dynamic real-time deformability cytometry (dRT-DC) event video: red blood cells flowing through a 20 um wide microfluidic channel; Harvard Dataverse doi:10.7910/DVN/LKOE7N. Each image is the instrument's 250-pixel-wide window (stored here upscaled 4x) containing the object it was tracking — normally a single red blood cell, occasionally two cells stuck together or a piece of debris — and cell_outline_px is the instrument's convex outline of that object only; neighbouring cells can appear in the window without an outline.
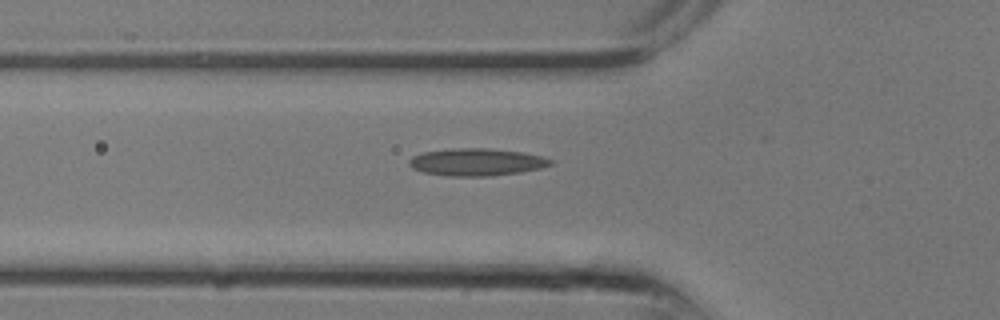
{"species": "common noctule bat (a hibernating species)", "species_latin": "Nyctalus noctula", "temperature_condition": "room temperature", "stored_images_in_passage": 8, "camera_frame_rate_fps": 3000, "um_per_image_px": 0.085, "animal": {"sex": "male", "body_mass_g": 13.3}, "frame": {"image": 1, "passage_image": 6, "time_ms": 1.667, "image_size_px": [1000, 320], "cell_outline_px": [[552, 164], [540, 168], [520, 172], [488, 176], [448, 176], [424, 172], [412, 168], [408, 164], [408, 160], [412, 156], [424, 152], [452, 148], [492, 148], [524, 152], [544, 156], [552, 160]], "centroid_in_image_um": [40.51, 13.76], "position_along_channel_um": 85.3, "area_um2": 22.66}}
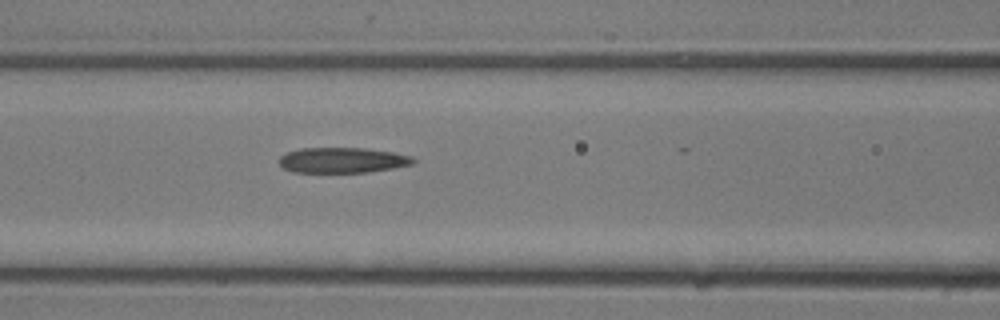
{"frame": {"image": 2, "passage_image": 8, "time_ms": 2.333, "image_size_px": [1000, 320], "cell_outline_px": [[416, 160], [412, 164], [392, 168], [368, 172], [292, 172], [284, 168], [280, 164], [280, 156], [288, 152], [300, 148], [364, 148], [392, 152], [412, 156]], "centroid_in_image_um": [29.11, 13.61], "position_along_channel_um": 137.5, "area_um2": 19.71}}